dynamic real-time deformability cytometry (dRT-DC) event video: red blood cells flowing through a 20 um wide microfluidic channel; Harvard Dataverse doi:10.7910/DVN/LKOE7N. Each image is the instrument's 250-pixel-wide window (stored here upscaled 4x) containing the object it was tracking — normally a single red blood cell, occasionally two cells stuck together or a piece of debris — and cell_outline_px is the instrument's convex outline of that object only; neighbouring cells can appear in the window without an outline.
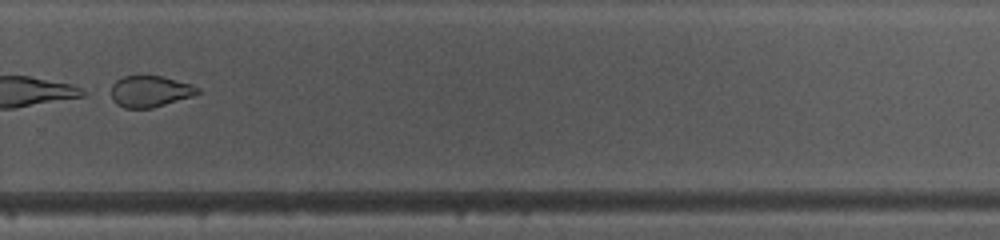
{"species": "common noctule bat (a hibernating species)", "species_latin": "Nyctalus noctula", "temperature_condition": "warm", "stored_images_in_passage": 47, "camera_frame_rate_fps": 3000, "um_per_image_px": 0.085, "animal": {"sex": "female", "body_mass_g": 10.0, "forearm_length_mm": 53.1}, "frame": {"image": 1, "passage_image": 34, "time_ms": 11.0, "image_size_px": [1000, 240], "cell_outline_px": [[200, 92], [192, 96], [152, 108], [124, 108], [116, 104], [112, 100], [112, 84], [116, 80], [124, 76], [164, 76], [192, 84], [200, 88]], "centroid_in_image_um": [12.76, 7.76], "position_along_channel_um": 317.0, "area_um2": 15.84}}